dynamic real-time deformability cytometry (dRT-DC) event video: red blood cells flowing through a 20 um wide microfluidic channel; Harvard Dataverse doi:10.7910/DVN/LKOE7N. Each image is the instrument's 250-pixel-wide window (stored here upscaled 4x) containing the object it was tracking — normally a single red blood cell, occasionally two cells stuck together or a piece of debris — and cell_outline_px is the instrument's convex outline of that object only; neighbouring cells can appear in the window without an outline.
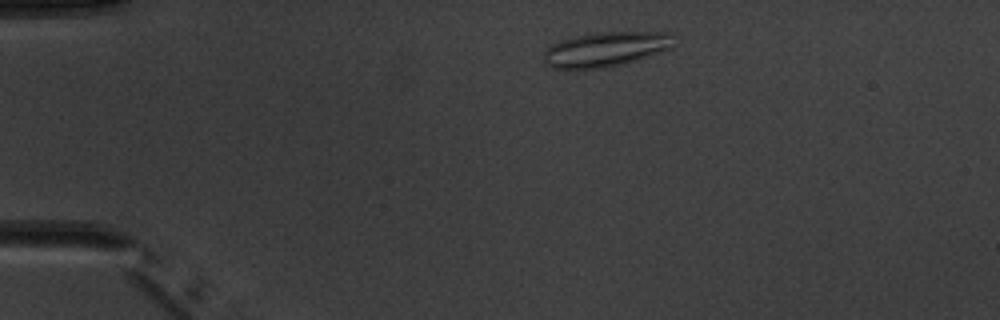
{"species": "common noctule bat (a hibernating species)", "species_latin": "Nyctalus noctula", "temperature_condition": "warm", "stored_images_in_passage": 4, "camera_frame_rate_fps": 3000, "um_per_image_px": 0.085, "animal": {"sex": "male", "body_mass_g": 20.1, "forearm_length_mm": 53.5}, "frame": {"image": 1, "passage_image": 2, "time_ms": 1.333, "image_size_px": [1000, 320], "cell_outline_px": [[672, 48], [624, 64], [604, 68], [552, 68], [544, 64], [544, 52], [552, 44], [560, 40], [576, 36], [596, 32], [672, 32]], "centroid_in_image_um": [51.48, 4.18], "position_along_channel_um": 33.5, "area_um2": 26.24}}
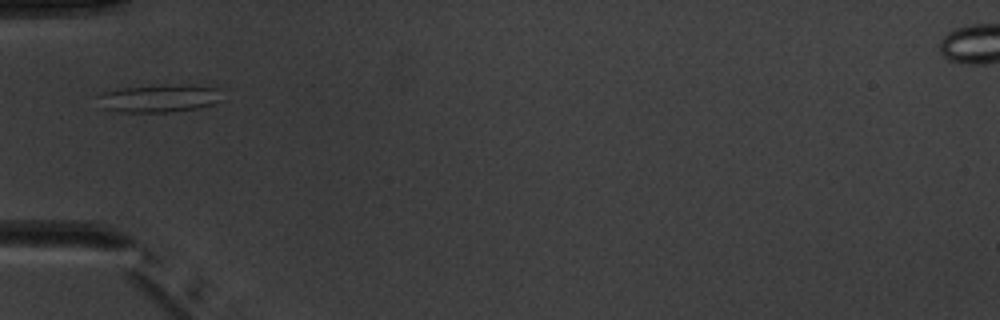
{"frame": {"image": 2, "passage_image": 4, "time_ms": 3.667, "image_size_px": [1000, 320], "cell_outline_px": [[228, 100], [196, 108], [172, 112], [120, 112], [104, 108], [96, 96], [104, 92], [120, 88], [164, 84], [188, 84], [220, 88]], "centroid_in_image_um": [13.66, 8.34], "position_along_channel_um": 71.3, "area_um2": 20.75}}